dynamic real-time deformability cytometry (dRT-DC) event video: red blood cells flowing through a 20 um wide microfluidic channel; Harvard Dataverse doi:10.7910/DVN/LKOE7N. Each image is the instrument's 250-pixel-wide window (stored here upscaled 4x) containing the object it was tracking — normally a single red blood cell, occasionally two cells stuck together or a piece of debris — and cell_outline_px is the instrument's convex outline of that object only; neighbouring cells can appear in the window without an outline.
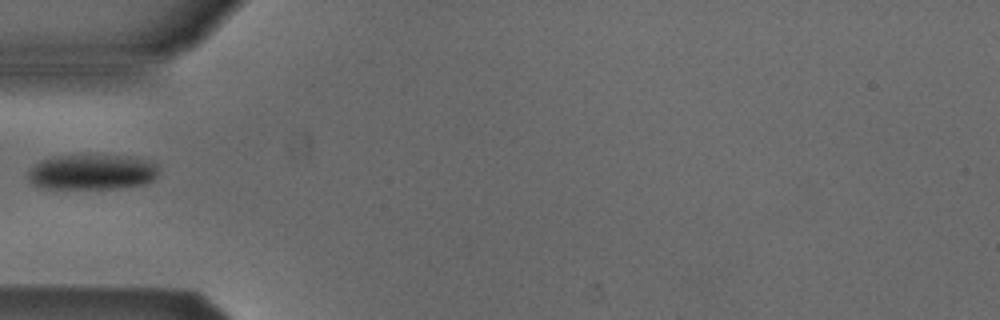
{"species": "Egyptian fruit bat (a non-hibernating species)", "species_latin": "Rousettus aegyptiacus", "temperature_condition": "cold", "stored_images_in_passage": 3, "camera_frame_rate_fps": 3000, "um_per_image_px": 0.085, "animal": {"sex": "male"}, "frame": {"image": 1, "passage_image": 3, "time_ms": 0.667, "image_size_px": [1000, 320], "cell_outline_px": [[156, 176], [152, 180], [144, 184], [116, 188], [44, 188], [28, 180], [28, 172], [36, 164], [52, 156], [88, 152], [132, 156], [148, 160], [156, 164]], "centroid_in_image_um": [7.83, 14.56], "position_along_channel_um": 77.2, "area_um2": 27.51}}